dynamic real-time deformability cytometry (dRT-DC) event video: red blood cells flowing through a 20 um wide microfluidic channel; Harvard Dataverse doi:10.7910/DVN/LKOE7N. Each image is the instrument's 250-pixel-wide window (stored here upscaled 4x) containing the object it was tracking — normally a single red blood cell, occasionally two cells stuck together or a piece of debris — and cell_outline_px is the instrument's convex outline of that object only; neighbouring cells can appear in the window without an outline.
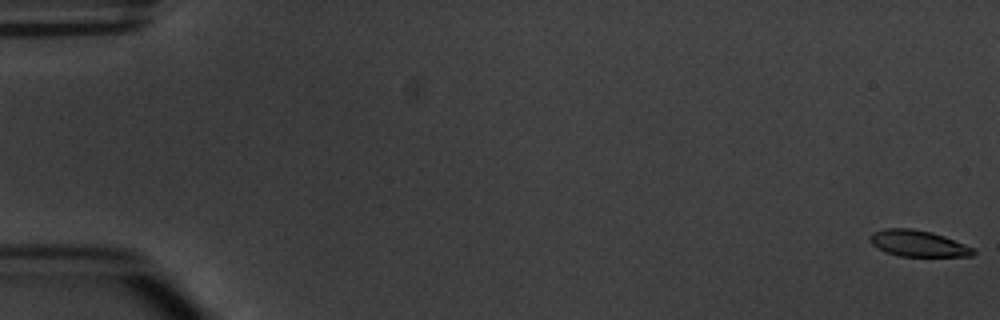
{"species": "common noctule bat (a hibernating species)", "species_latin": "Nyctalus noctula", "temperature_condition": "warm", "stored_images_in_passage": 11, "camera_frame_rate_fps": 3000, "um_per_image_px": 0.085, "animal": {"sex": "male", "body_mass_g": 20.1, "forearm_length_mm": 53.5}, "frame": {"image": 1, "passage_image": 1, "time_ms": 0.0, "image_size_px": [1000, 320], "cell_outline_px": [[976, 252], [972, 256], [900, 256], [884, 252], [876, 248], [868, 240], [868, 236], [872, 232], [884, 228], [912, 228], [932, 232], [944, 236], [964, 244], [972, 248]], "centroid_in_image_um": [77.96, 20.68], "position_along_channel_um": 7.0, "area_um2": 15.95}}
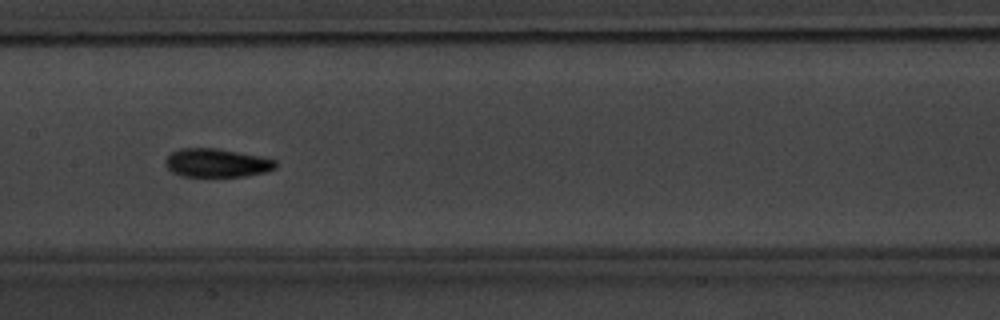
{"frame": {"image": 2, "passage_image": 8, "time_ms": 9.0, "image_size_px": [1000, 320], "cell_outline_px": [[276, 168], [268, 172], [244, 176], [180, 176], [172, 172], [164, 164], [164, 160], [172, 152], [180, 148], [216, 148], [276, 160]], "centroid_in_image_um": [18.39, 13.85], "position_along_channel_um": 189.0, "area_um2": 18.21}}